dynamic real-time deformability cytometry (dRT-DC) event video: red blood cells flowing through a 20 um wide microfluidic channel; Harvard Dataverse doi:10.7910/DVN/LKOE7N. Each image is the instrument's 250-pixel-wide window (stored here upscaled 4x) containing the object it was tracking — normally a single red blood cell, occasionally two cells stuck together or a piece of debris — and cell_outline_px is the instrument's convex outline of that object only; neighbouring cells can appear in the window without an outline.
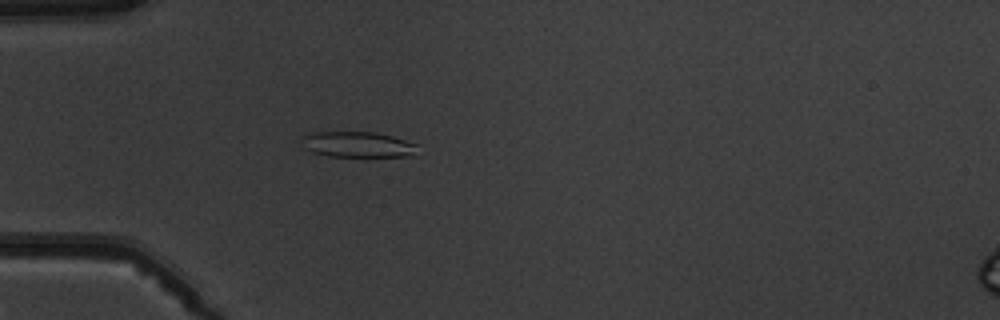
{"species": "common noctule bat (a hibernating species)", "species_latin": "Nyctalus noctula", "temperature_condition": "warm", "stored_images_in_passage": 5, "camera_frame_rate_fps": 3000, "um_per_image_px": 0.085, "animal": {"sex": "male", "body_mass_g": 19.5, "forearm_length_mm": 54.6}, "frame": {"image": 1, "passage_image": 5, "time_ms": 4.667, "image_size_px": [1000, 320], "cell_outline_px": [[416, 156], [328, 156], [312, 152], [300, 148], [300, 136], [312, 132], [376, 132], [392, 136], [416, 144]], "centroid_in_image_um": [30.3, 12.28], "position_along_channel_um": 54.7, "area_um2": 17.57}}